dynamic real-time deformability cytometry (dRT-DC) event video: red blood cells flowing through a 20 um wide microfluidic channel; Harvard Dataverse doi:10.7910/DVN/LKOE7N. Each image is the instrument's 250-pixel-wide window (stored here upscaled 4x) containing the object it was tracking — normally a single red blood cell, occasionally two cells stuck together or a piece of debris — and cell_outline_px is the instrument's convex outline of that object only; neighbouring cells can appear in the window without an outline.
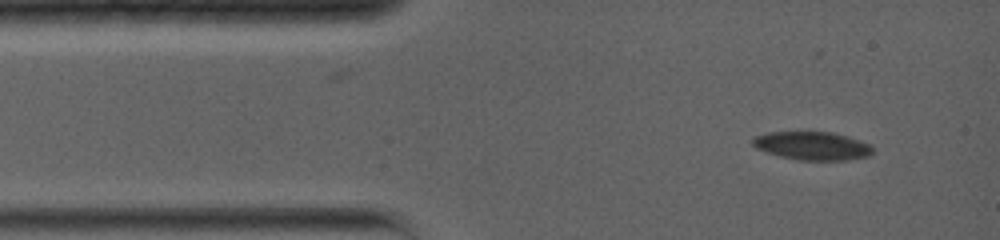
{"species": "common noctule bat (a hibernating species)", "species_latin": "Nyctalus noctula", "temperature_condition": "warm", "stored_images_in_passage": 36, "camera_frame_rate_fps": 5000, "um_per_image_px": 0.085, "animal": {"sex": "female", "body_mass_g": 19.0, "forearm_length_mm": 56.7}, "frame": {"image": 1, "passage_image": 1, "time_ms": 0.0, "image_size_px": [1000, 240], "cell_outline_px": [[872, 152], [868, 156], [844, 160], [800, 160], [780, 156], [756, 148], [752, 144], [752, 140], [756, 136], [768, 132], [832, 132], [848, 136], [872, 144]], "centroid_in_image_um": [69.07, 12.39], "position_along_channel_um": 15.9, "area_um2": 19.71}}
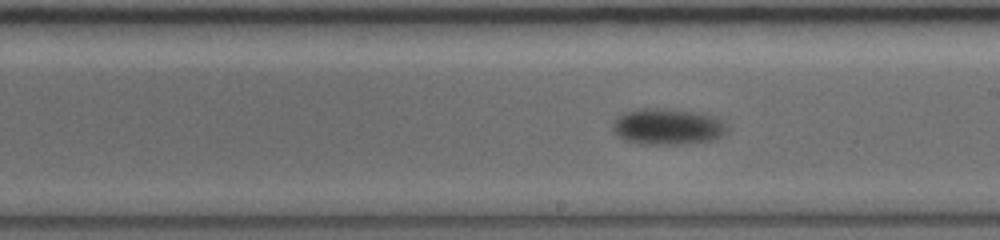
{"frame": {"image": 2, "passage_image": 16, "time_ms": 7.4, "image_size_px": [1000, 240], "cell_outline_px": [[728, 128], [720, 136], [712, 140], [688, 144], [648, 144], [624, 140], [612, 128], [612, 124], [624, 112], [636, 108], [668, 108], [700, 112], [712, 116], [720, 120]], "centroid_in_image_um": [56.75, 10.75], "position_along_channel_um": 232.3, "area_um2": 24.04}}
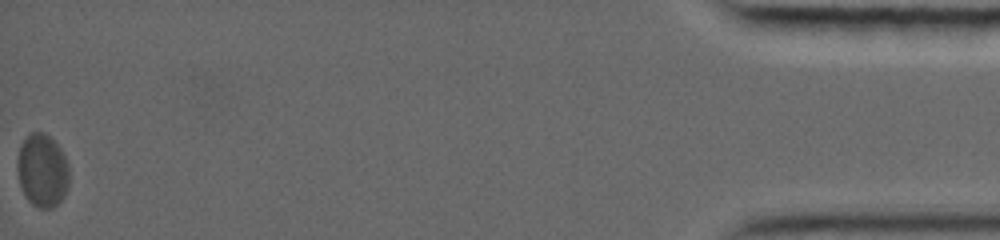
{"frame": {"image": 3, "passage_image": 36, "time_ms": 17.0, "image_size_px": [1000, 240], "cell_outline_px": [[68, 188], [64, 196], [52, 208], [40, 208], [32, 204], [28, 200], [20, 184], [16, 168], [16, 160], [20, 144], [24, 136], [28, 132], [44, 132], [60, 148], [68, 164]], "centroid_in_image_um": [3.57, 14.46], "position_along_channel_um": 431.6, "area_um2": 22.25}, "authors_computed_cell_mechanics": {"area_um2": 22.0796, "velocity_mm_per_s": 3.5793, "shape_relaxation_time_tau1_ms": 2.6068, "shape_relaxation_time_tau2_ms": null, "deformation_change_tau1": 0.0904, "deformation_change_tau2": null}}